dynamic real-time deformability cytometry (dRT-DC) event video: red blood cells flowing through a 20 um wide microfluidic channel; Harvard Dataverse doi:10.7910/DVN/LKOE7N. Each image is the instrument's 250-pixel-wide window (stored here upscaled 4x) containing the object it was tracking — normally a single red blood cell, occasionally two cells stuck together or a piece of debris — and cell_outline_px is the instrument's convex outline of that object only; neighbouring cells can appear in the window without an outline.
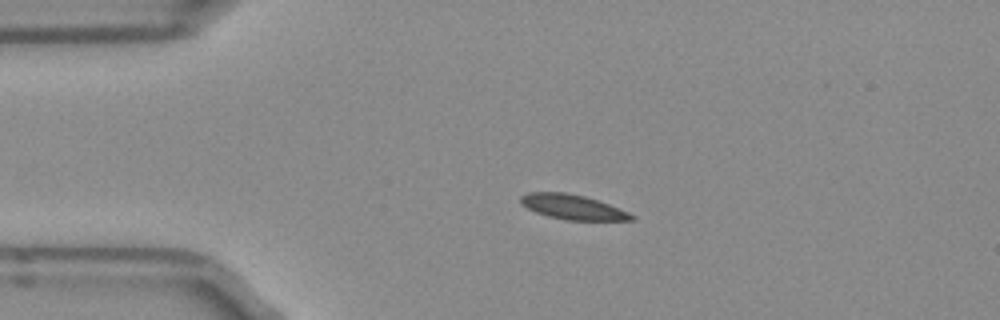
{"species": "Egyptian fruit bat (a non-hibernating species)", "species_latin": "Rousettus aegyptiacus", "temperature_condition": "room temperature", "stored_images_in_passage": 3, "camera_frame_rate_fps": 3000, "um_per_image_px": 0.085, "frame": {"image": 1, "passage_image": 2, "time_ms": 0.333, "image_size_px": [1000, 320], "cell_outline_px": [[636, 216], [632, 220], [568, 220], [548, 216], [536, 212], [520, 204], [520, 196], [528, 192], [564, 192], [584, 196], [608, 204], [628, 212]], "centroid_in_image_um": [48.64, 17.59], "position_along_channel_um": 36.4, "area_um2": 15.84}}